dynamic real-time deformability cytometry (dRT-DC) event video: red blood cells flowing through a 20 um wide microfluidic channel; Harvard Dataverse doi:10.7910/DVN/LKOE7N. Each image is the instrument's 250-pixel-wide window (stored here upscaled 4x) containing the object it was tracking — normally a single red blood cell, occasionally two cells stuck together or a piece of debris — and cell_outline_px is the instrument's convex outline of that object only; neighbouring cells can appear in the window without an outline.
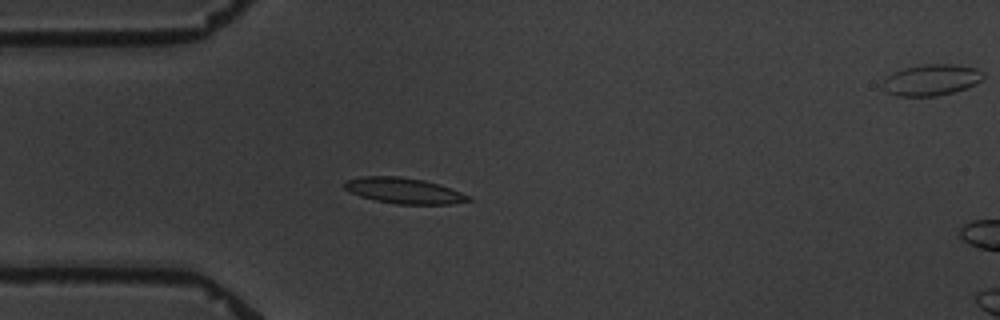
{"species": "common noctule bat (a hibernating species)", "species_latin": "Nyctalus noctula", "temperature_condition": "warm", "stored_images_in_passage": 6, "camera_frame_rate_fps": 3000, "um_per_image_px": 0.085, "animal": {"sex": "male", "body_mass_g": 19.5, "forearm_length_mm": 54.6}, "frame": {"image": 1, "passage_image": 5, "time_ms": 4.667, "image_size_px": [1000, 320], "cell_outline_px": [[472, 200], [452, 204], [396, 204], [372, 200], [360, 196], [344, 188], [344, 180], [364, 176], [400, 176], [424, 180], [440, 184], [472, 196]], "centroid_in_image_um": [34.35, 16.21], "position_along_channel_um": 50.6, "area_um2": 18.79}}